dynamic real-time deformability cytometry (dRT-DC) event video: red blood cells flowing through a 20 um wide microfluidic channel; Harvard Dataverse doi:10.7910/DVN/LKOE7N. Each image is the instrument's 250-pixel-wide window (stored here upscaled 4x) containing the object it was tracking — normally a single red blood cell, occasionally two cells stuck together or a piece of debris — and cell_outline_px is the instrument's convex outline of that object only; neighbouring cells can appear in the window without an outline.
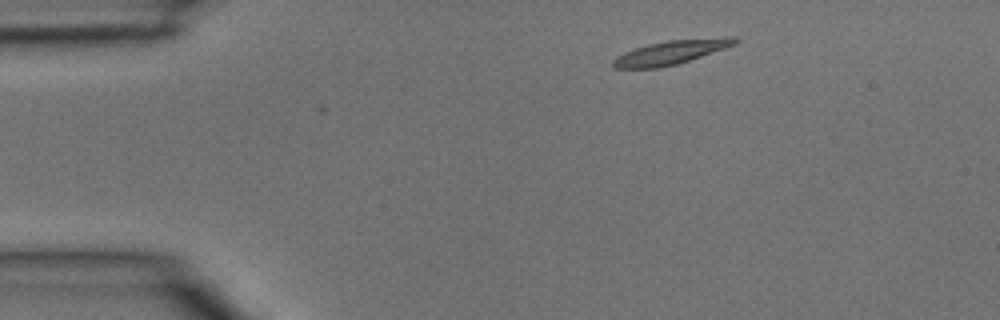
{"species": "common noctule bat (a hibernating species)", "species_latin": "Nyctalus noctula", "temperature_condition": "room temperature", "stored_images_in_passage": 2, "camera_frame_rate_fps": 3000, "um_per_image_px": 0.085, "animal": {"sex": "male", "body_mass_g": 15.6}, "frame": {"image": 1, "passage_image": 1, "time_ms": 0.0, "image_size_px": [1000, 320], "cell_outline_px": [[740, 40], [736, 44], [676, 64], [660, 68], [616, 68], [612, 64], [612, 60], [616, 56], [624, 52], [648, 44], [668, 40], [724, 36], [736, 36]], "centroid_in_image_um": [57.06, 4.42], "position_along_channel_um": 27.9, "area_um2": 16.99}}